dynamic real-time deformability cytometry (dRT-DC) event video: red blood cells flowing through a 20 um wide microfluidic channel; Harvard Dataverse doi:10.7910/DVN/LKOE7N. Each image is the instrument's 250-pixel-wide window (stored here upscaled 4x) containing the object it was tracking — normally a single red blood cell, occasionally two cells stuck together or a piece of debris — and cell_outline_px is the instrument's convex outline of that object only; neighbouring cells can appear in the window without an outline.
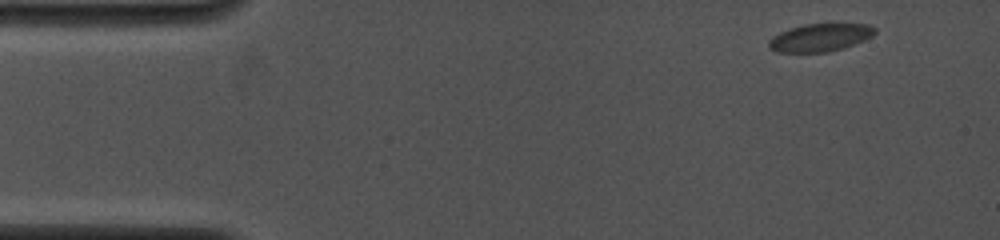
{"species": "common noctule bat (a hibernating species)", "species_latin": "Nyctalus noctula", "temperature_condition": "cold", "stored_images_in_passage": 4, "camera_frame_rate_fps": 4000, "um_per_image_px": 0.085, "animal": {"sex": "female", "body_mass_g": 19.0, "forearm_length_mm": 53.3}, "frame": {"image": 1, "passage_image": 1, "time_ms": 0.0, "image_size_px": [1000, 240], "cell_outline_px": [[876, 32], [872, 36], [864, 40], [844, 48], [828, 52], [776, 52], [768, 48], [768, 40], [772, 36], [780, 32], [804, 24], [868, 24], [876, 28]], "centroid_in_image_um": [69.69, 3.2], "position_along_channel_um": 15.3, "area_um2": 17.22}}